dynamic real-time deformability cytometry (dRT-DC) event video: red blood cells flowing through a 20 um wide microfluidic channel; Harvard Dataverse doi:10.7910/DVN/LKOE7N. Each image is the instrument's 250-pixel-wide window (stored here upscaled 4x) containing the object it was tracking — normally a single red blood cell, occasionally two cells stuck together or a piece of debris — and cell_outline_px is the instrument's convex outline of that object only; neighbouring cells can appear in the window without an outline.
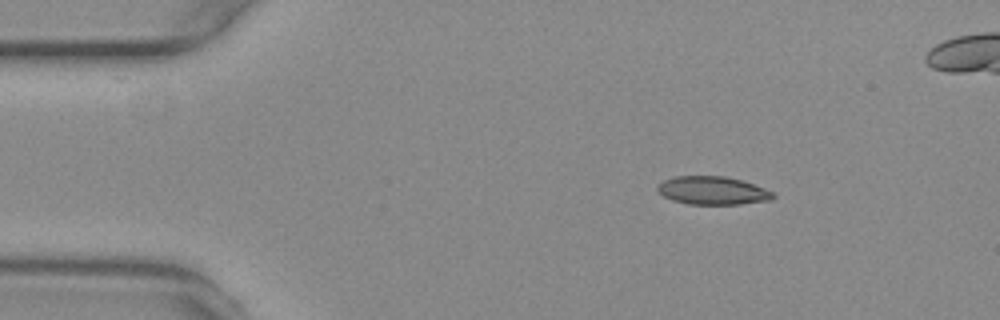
{"species": "common noctule bat (a hibernating species)", "species_latin": "Nyctalus noctula", "temperature_condition": "warm", "stored_images_in_passage": 47, "camera_frame_rate_fps": 3000, "um_per_image_px": 0.085, "animal": {"sex": "female", "body_mass_g": 29.2, "forearm_length_mm": 56.3}, "frame": {"image": 1, "passage_image": 1, "time_ms": 0.0, "image_size_px": [1000, 320], "cell_outline_px": [[776, 196], [772, 200], [740, 204], [688, 204], [672, 200], [664, 196], [656, 188], [664, 180], [676, 176], [724, 176], [740, 180], [764, 188], [772, 192]], "centroid_in_image_um": [60.58, 16.2], "position_along_channel_um": 24.4, "area_um2": 18.79}}
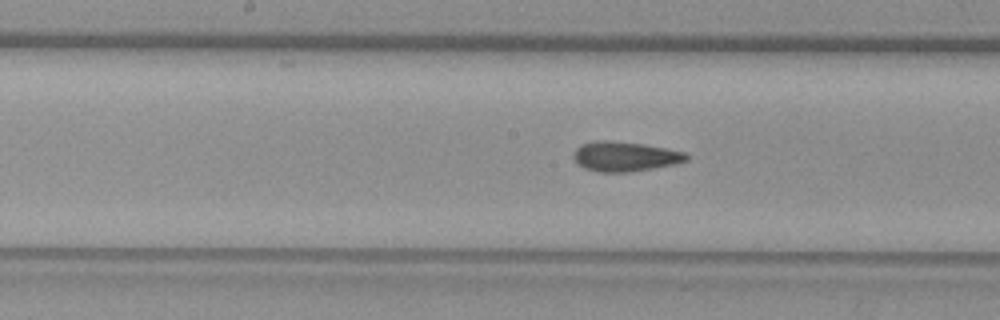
{"frame": {"image": 2, "passage_image": 20, "time_ms": 6.333, "image_size_px": [1000, 320], "cell_outline_px": [[688, 160], [676, 164], [632, 172], [600, 172], [584, 168], [576, 164], [572, 156], [572, 152], [580, 144], [592, 140], [608, 140], [644, 144], [684, 152], [688, 156]], "centroid_in_image_um": [53.06, 13.3], "position_along_channel_um": 195.1, "area_um2": 19.88}}
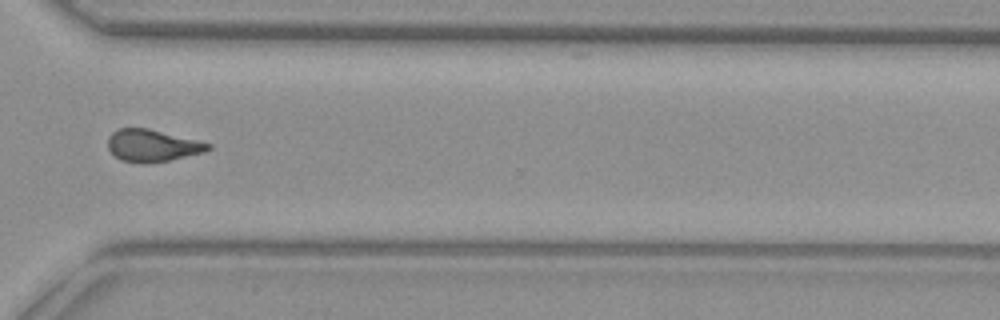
{"frame": {"image": 3, "passage_image": 33, "time_ms": 10.667, "image_size_px": [1000, 320], "cell_outline_px": [[212, 148], [204, 152], [168, 160], [144, 164], [140, 164], [120, 160], [108, 148], [108, 136], [112, 132], [120, 128], [148, 128], [212, 144]], "centroid_in_image_um": [12.92, 12.38], "position_along_channel_um": 357.7, "area_um2": 18.67}, "authors_computed_cell_mechanics": {"area_um2": 19.2474, "velocity_mm_per_s": 3.7605, "shape_relaxation_time_tau1_ms": null, "shape_relaxation_time_tau2_ms": 2.0253, "deformation_change_tau1": null, "deformation_change_tau2": 0.1012}}